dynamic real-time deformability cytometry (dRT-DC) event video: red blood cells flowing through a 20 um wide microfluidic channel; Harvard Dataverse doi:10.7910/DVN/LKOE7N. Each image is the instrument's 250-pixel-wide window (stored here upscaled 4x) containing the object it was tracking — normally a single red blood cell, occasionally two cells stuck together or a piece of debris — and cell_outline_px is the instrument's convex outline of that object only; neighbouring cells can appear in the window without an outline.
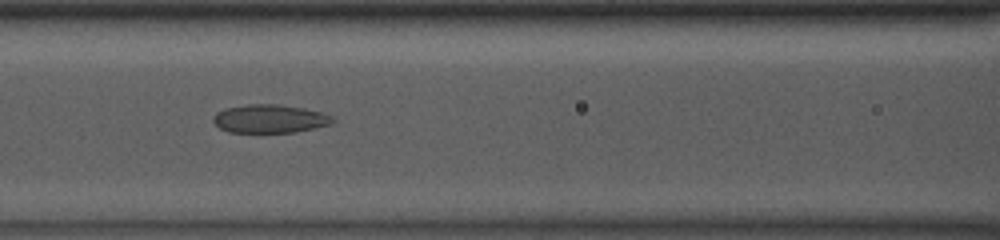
{"species": "common noctule bat (a hibernating species)", "species_latin": "Nyctalus noctula", "temperature_condition": "room temperature", "stored_images_in_passage": 16, "camera_frame_rate_fps": 3000, "um_per_image_px": 0.085, "animal": {"sex": "male", "body_mass_g": 13.0, "forearm_length_mm": 53.1}, "frame": {"image": 1, "passage_image": 10, "time_ms": 3.0, "image_size_px": [1000, 240], "cell_outline_px": [[336, 120], [332, 124], [296, 132], [228, 132], [220, 128], [212, 120], [216, 112], [224, 108], [248, 104], [276, 104], [304, 108], [320, 112], [332, 116]], "centroid_in_image_um": [22.93, 10.09], "position_along_channel_um": 143.7, "area_um2": 19.77}}